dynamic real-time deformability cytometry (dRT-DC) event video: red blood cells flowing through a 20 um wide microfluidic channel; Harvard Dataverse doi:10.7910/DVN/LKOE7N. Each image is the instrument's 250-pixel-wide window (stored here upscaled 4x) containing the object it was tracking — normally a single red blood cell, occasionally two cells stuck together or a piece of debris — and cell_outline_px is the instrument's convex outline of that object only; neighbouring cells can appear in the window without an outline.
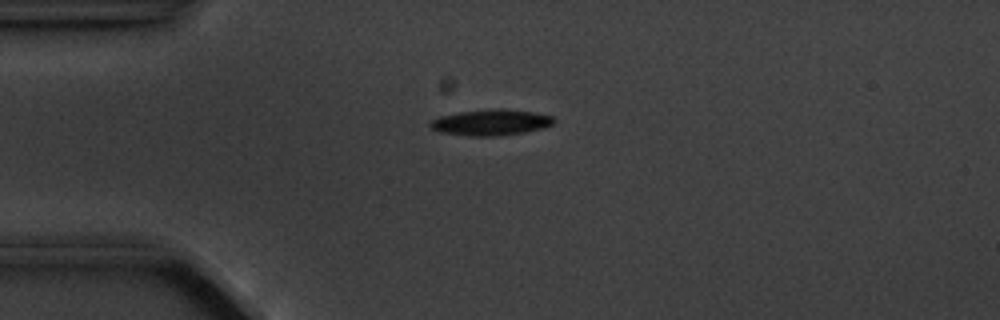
{"species": "common noctule bat (a hibernating species)", "species_latin": "Nyctalus noctula", "temperature_condition": "cold", "stored_images_in_passage": 7, "camera_frame_rate_fps": 3000, "um_per_image_px": 0.085, "animal": {"sex": "male", "body_mass_g": 20.1, "forearm_length_mm": 53.5}, "frame": {"image": 1, "passage_image": 4, "time_ms": 3.333, "image_size_px": [1000, 320], "cell_outline_px": [[556, 120], [552, 124], [544, 128], [524, 132], [496, 136], [468, 136], [440, 132], [432, 128], [428, 124], [432, 120], [440, 116], [460, 112], [500, 108], [532, 112], [552, 116]], "centroid_in_image_um": [41.73, 10.41], "position_along_channel_um": 43.3, "area_um2": 18.55}}
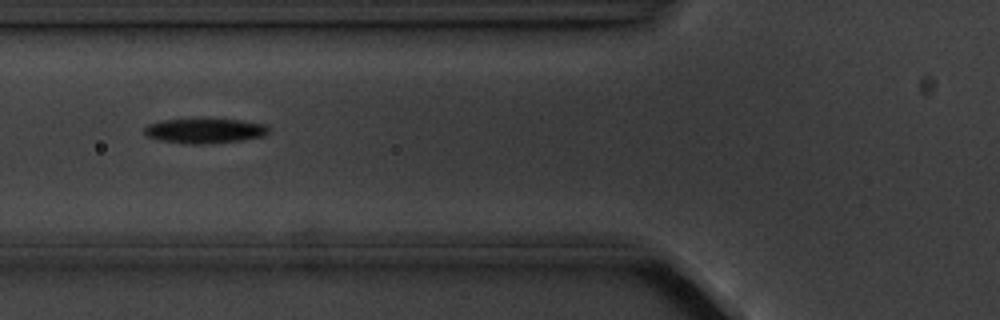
{"frame": {"image": 2, "passage_image": 6, "time_ms": 5.667, "image_size_px": [1000, 320], "cell_outline_px": [[268, 132], [264, 136], [244, 140], [204, 144], [188, 144], [156, 140], [144, 136], [144, 128], [148, 124], [164, 120], [240, 120], [264, 124], [268, 128]], "centroid_in_image_um": [17.36, 11.14], "position_along_channel_um": 108.4, "area_um2": 17.86}}
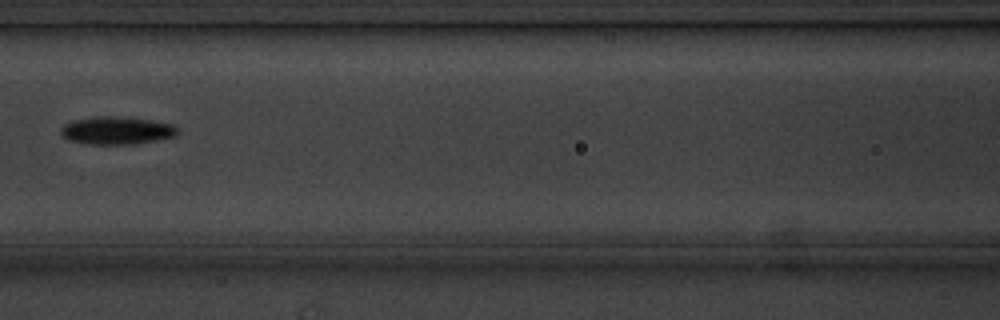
{"frame": {"image": 3, "passage_image": 7, "time_ms": 7.0, "image_size_px": [1000, 320], "cell_outline_px": [[176, 132], [172, 136], [156, 140], [132, 144], [88, 144], [68, 140], [60, 132], [60, 128], [64, 124], [72, 120], [92, 116], [112, 116], [148, 120], [172, 124], [176, 128]], "centroid_in_image_um": [9.82, 11.09], "position_along_channel_um": 156.8, "area_um2": 18.61}}